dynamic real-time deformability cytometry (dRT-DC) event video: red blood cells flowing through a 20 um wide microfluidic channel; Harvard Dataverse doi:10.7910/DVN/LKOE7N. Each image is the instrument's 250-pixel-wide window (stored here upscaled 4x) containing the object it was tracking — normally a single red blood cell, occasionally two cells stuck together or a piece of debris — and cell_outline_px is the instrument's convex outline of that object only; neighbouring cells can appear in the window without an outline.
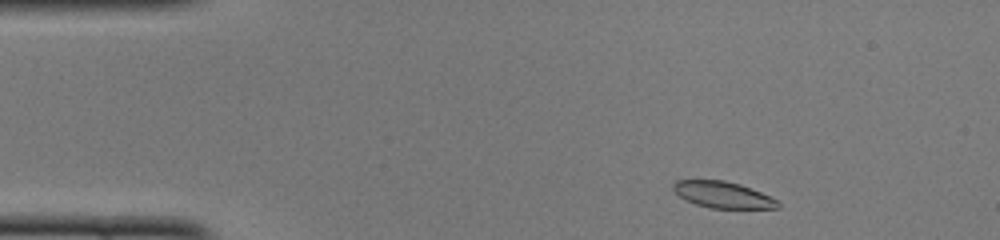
{"species": "common noctule bat (a hibernating species)", "species_latin": "Nyctalus noctula", "temperature_condition": "cold", "stored_images_in_passage": 45, "camera_frame_rate_fps": 3000, "um_per_image_px": 0.085, "animal": {"sex": "female", "body_mass_g": 22.0, "forearm_length_mm": 56.7}, "frame": {"image": 1, "passage_image": 2, "time_ms": 0.333, "image_size_px": [1000, 240], "cell_outline_px": [[780, 208], [712, 208], [696, 204], [684, 200], [672, 188], [672, 184], [676, 180], [724, 180], [740, 184], [772, 196], [780, 204]], "centroid_in_image_um": [61.45, 16.55], "position_along_channel_um": 23.6, "area_um2": 16.13}}
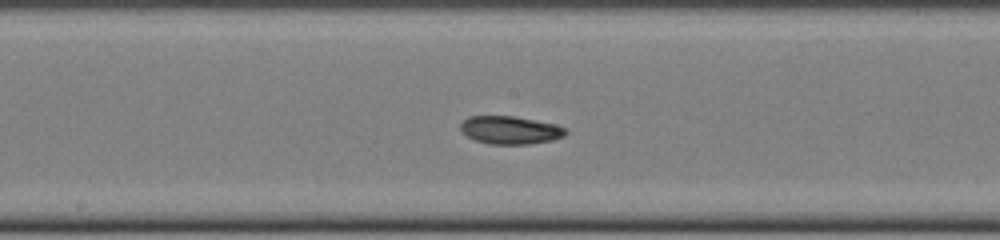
{"frame": {"image": 2, "passage_image": 21, "time_ms": 6.667, "image_size_px": [1000, 240], "cell_outline_px": [[568, 132], [564, 136], [552, 140], [532, 144], [488, 144], [472, 140], [460, 128], [460, 124], [468, 116], [512, 116], [556, 124], [568, 128]], "centroid_in_image_um": [43.39, 11.06], "position_along_channel_um": 204.8, "area_um2": 17.28}}
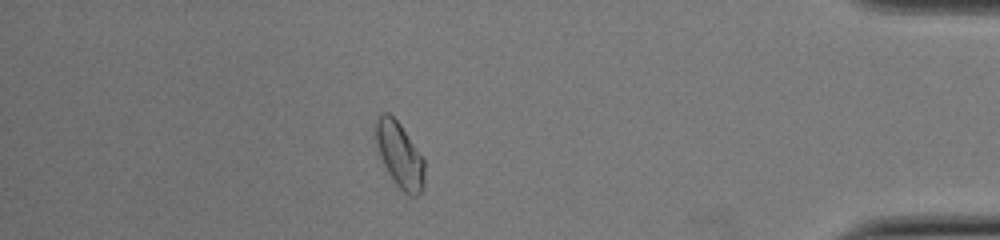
{"frame": {"image": 3, "passage_image": 39, "time_ms": 12.667, "image_size_px": [1000, 240], "cell_outline_px": [[424, 184], [420, 192], [416, 196], [412, 196], [404, 192], [396, 184], [388, 172], [380, 156], [372, 136], [372, 128], [380, 112], [388, 112], [400, 124], [424, 160]], "centroid_in_image_um": [33.9, 13.11], "position_along_channel_um": 401.3, "area_um2": 18.73}, "authors_computed_cell_mechanics": {"area_um2": 17.5712, "velocity_mm_per_s": 3.9661, "shape_relaxation_time_tau1_ms": 5.7014, "shape_relaxation_time_tau2_ms": 4.4607, "deformation_change_tau1": 0.1362, "deformation_change_tau2": 0.0691}}